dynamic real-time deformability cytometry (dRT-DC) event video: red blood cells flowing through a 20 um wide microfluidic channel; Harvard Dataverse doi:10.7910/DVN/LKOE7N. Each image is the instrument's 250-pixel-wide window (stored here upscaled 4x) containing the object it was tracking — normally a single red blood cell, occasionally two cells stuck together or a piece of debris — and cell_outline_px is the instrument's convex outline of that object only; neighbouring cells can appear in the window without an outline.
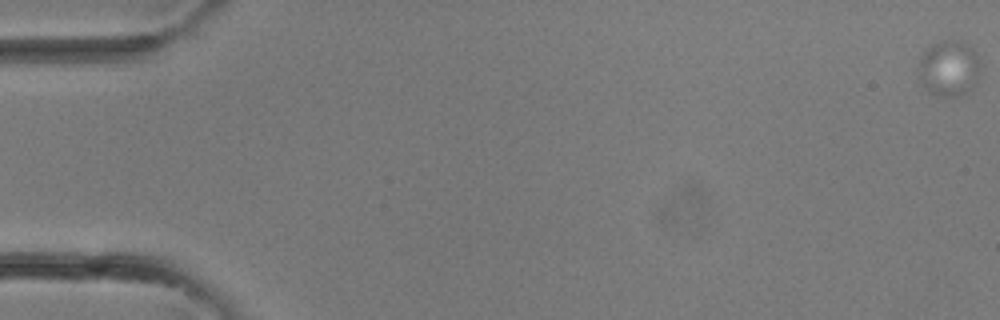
{"species": "common noctule bat (a hibernating species)", "species_latin": "Nyctalus noctula", "temperature_condition": "room temperature", "stored_images_in_passage": 9, "camera_frame_rate_fps": 3000, "um_per_image_px": 0.085, "animal": {"sex": "female"}, "frame": {"image": 1, "passage_image": 1, "time_ms": 0.0, "image_size_px": [1000, 320], "cell_outline_px": [[980, 68], [976, 80], [972, 88], [956, 96], [936, 96], [928, 92], [920, 76], [920, 56], [924, 48], [932, 44], [944, 40], [956, 40], [968, 44], [976, 52], [980, 64]], "centroid_in_image_um": [80.66, 5.77], "position_along_channel_um": 4.3, "area_um2": 20.0}}